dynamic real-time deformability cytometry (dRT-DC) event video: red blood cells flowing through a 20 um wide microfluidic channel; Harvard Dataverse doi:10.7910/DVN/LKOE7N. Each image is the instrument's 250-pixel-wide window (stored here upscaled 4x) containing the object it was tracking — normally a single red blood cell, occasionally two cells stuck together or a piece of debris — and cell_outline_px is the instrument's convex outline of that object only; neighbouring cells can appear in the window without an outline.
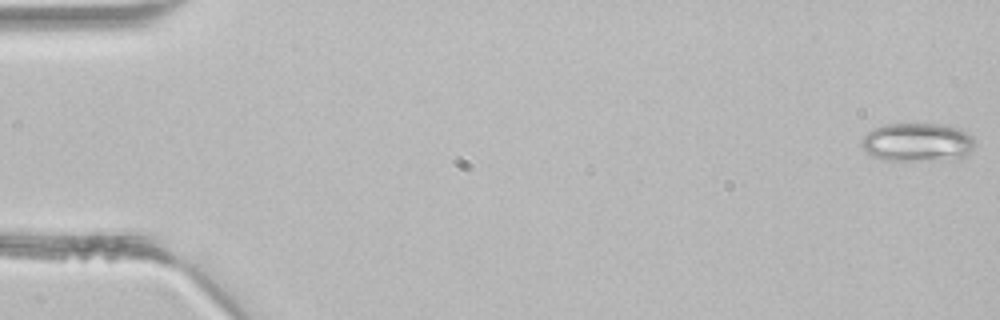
{"species": "common noctule bat (a hibernating species)", "species_latin": "Nyctalus noctula", "temperature_condition": "room temperature", "stored_images_in_passage": 4, "camera_frame_rate_fps": 3000, "um_per_image_px": 0.085, "animal": {"sex": "male", "body_mass_g": 21.5, "forearm_length_mm": 52.0}, "frame": {"image": 1, "passage_image": 1, "time_ms": 0.0, "image_size_px": [1000, 320], "cell_outline_px": [[972, 148], [968, 156], [960, 160], [884, 160], [872, 156], [860, 144], [860, 140], [872, 128], [884, 124], [940, 124], [960, 128], [968, 132], [972, 136]], "centroid_in_image_um": [78.0, 12.1], "position_along_channel_um": 7.0, "area_um2": 25.78}}